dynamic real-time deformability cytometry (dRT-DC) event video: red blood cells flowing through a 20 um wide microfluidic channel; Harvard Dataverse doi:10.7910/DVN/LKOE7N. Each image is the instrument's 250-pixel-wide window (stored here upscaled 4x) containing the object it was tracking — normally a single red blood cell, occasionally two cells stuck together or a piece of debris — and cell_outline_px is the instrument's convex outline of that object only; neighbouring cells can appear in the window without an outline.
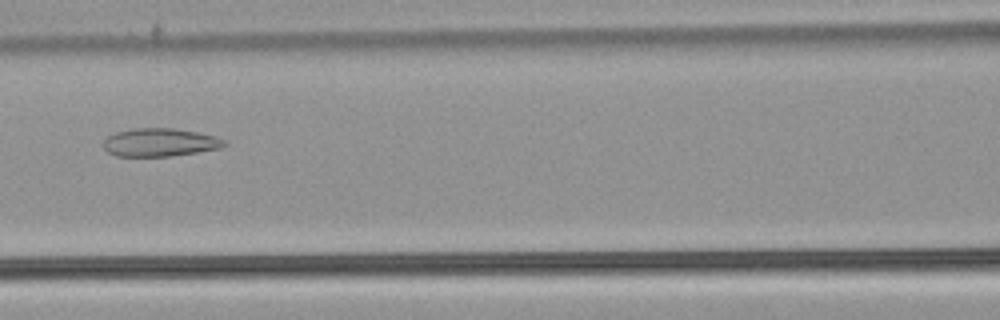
{"species": "common noctule bat (a hibernating species)", "species_latin": "Nyctalus noctula", "temperature_condition": "warm", "stored_images_in_passage": 42, "camera_frame_rate_fps": 3000, "um_per_image_px": 0.085, "animal": {"sex": "male", "body_mass_g": 21.5, "forearm_length_mm": 52.0}, "frame": {"image": 1, "passage_image": 17, "time_ms": 5.333, "image_size_px": [1000, 320], "cell_outline_px": [[228, 144], [220, 148], [172, 156], [116, 156], [108, 152], [104, 148], [104, 140], [108, 136], [116, 132], [136, 128], [176, 128], [200, 132], [216, 136], [224, 140]], "centroid_in_image_um": [13.62, 12.09], "position_along_channel_um": 153.0, "area_um2": 19.88}}
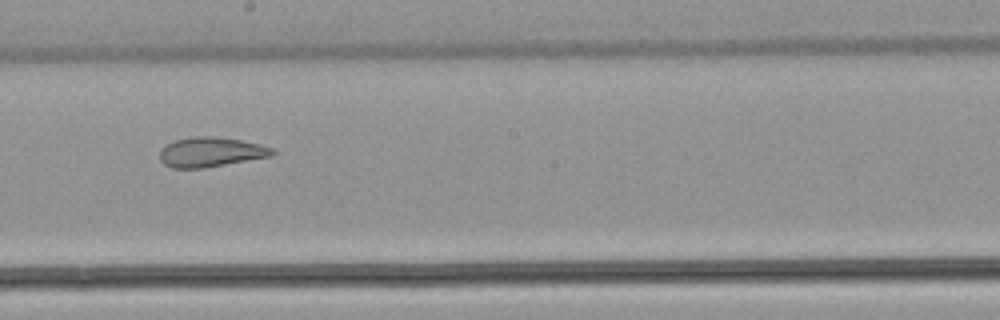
{"frame": {"image": 2, "passage_image": 23, "time_ms": 7.333, "image_size_px": [1000, 320], "cell_outline_px": [[276, 152], [272, 156], [204, 168], [172, 168], [164, 164], [160, 160], [160, 148], [172, 140], [196, 136], [212, 136], [240, 140], [260, 144], [272, 148]], "centroid_in_image_um": [17.89, 12.92], "position_along_channel_um": 230.3, "area_um2": 19.59}}
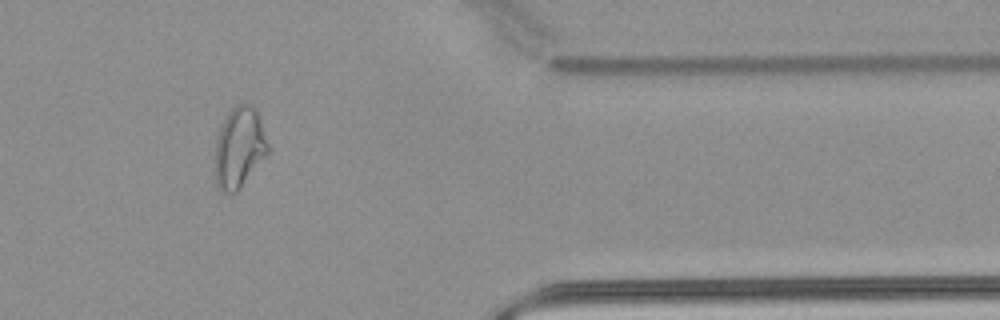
{"frame": {"image": 3, "passage_image": 37, "time_ms": 12.0, "image_size_px": [1000, 320], "cell_outline_px": [[268, 152], [240, 188], [236, 192], [220, 192], [216, 184], [216, 136], [220, 124], [228, 112], [236, 104], [248, 104], [256, 112], [268, 144]], "centroid_in_image_um": [20.3, 12.55], "position_along_channel_um": 391.1, "area_um2": 24.33}}